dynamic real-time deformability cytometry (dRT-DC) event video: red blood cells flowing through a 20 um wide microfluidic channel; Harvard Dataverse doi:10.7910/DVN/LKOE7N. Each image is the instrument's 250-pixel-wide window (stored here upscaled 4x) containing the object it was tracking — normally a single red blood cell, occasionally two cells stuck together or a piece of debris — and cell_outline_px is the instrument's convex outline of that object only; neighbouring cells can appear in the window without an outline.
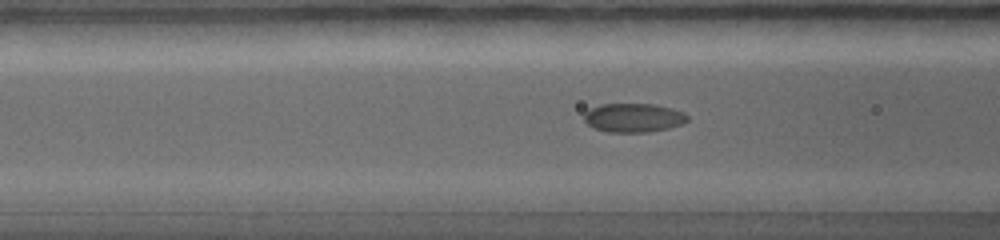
{"species": "common noctule bat (a hibernating species)", "species_latin": "Nyctalus noctula", "temperature_condition": "warm", "stored_images_in_passage": 32, "camera_frame_rate_fps": 5000, "um_per_image_px": 0.085, "animal": {"sex": "female", "body_mass_g": 19.0, "forearm_length_mm": 56.7}, "frame": {"image": 1, "passage_image": 7, "time_ms": 1.2, "image_size_px": [1000, 240], "cell_outline_px": [[688, 120], [680, 124], [664, 128], [640, 132], [612, 132], [596, 128], [588, 124], [584, 120], [584, 112], [588, 108], [600, 104], [656, 104], [672, 108], [688, 116]], "centroid_in_image_um": [53.78, 9.98], "position_along_channel_um": 112.8, "area_um2": 17.05}}
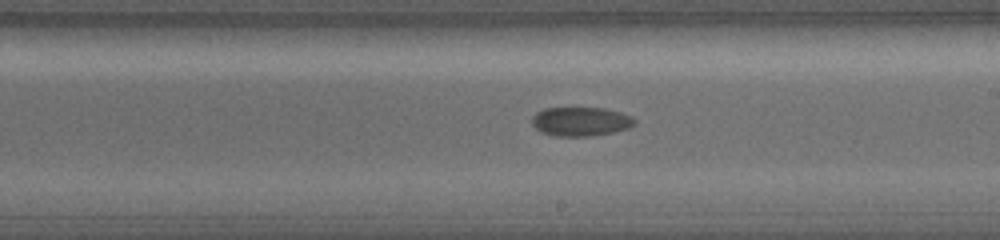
{"frame": {"image": 2, "passage_image": 20, "time_ms": 3.6, "image_size_px": [1000, 240], "cell_outline_px": [[636, 120], [628, 128], [608, 132], [584, 136], [560, 136], [544, 132], [536, 128], [532, 124], [532, 116], [536, 112], [544, 108], [604, 108], [620, 112], [632, 116]], "centroid_in_image_um": [49.33, 10.3], "position_along_channel_um": 239.7, "area_um2": 16.94}}
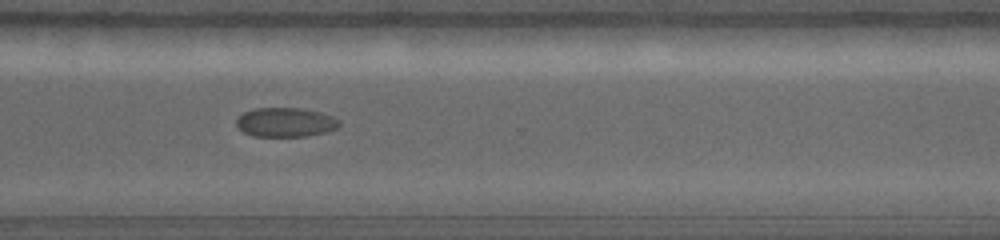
{"frame": {"image": 3, "passage_image": 31, "time_ms": 5.6, "image_size_px": [1000, 240], "cell_outline_px": [[336, 124], [332, 128], [320, 132], [300, 136], [260, 136], [248, 132], [240, 128], [236, 124], [236, 120], [244, 112], [256, 108], [300, 108], [320, 112], [336, 120]], "centroid_in_image_um": [24.16, 10.36], "position_along_channel_um": 346.4, "area_um2": 16.47}}